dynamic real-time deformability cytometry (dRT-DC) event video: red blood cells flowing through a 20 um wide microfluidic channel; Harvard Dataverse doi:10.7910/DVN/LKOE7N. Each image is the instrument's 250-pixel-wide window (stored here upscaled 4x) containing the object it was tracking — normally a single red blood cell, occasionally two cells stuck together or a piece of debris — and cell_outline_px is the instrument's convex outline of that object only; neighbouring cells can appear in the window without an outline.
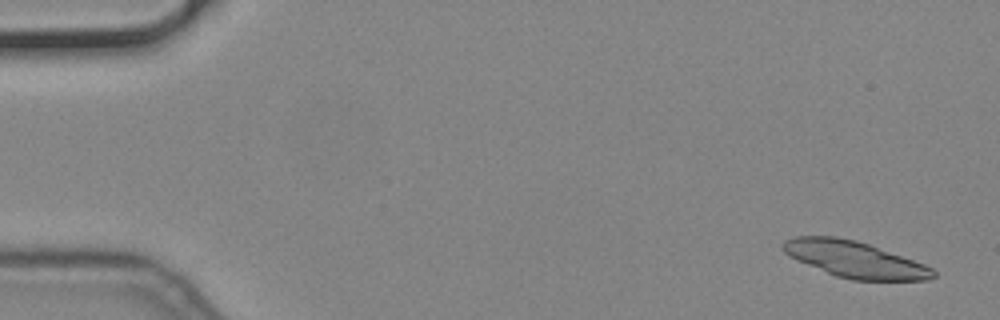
{"species": "common noctule bat (a hibernating species)", "species_latin": "Nyctalus noctula", "temperature_condition": "cold", "stored_images_in_passage": 5, "camera_frame_rate_fps": 3000, "um_per_image_px": 0.085, "animal": {"sex": "male", "body_mass_g": 19.2, "forearm_length_mm": 51.8}, "frame": {"image": 1, "passage_image": 1, "time_ms": 0.0, "image_size_px": [1000, 320], "cell_outline_px": [[936, 276], [928, 280], [852, 280], [836, 276], [788, 256], [780, 248], [784, 240], [796, 236], [836, 236], [856, 240], [868, 244], [924, 264], [932, 268], [936, 272]], "centroid_in_image_um": [72.62, 22.04], "position_along_channel_um": 12.4, "area_um2": 31.56}}